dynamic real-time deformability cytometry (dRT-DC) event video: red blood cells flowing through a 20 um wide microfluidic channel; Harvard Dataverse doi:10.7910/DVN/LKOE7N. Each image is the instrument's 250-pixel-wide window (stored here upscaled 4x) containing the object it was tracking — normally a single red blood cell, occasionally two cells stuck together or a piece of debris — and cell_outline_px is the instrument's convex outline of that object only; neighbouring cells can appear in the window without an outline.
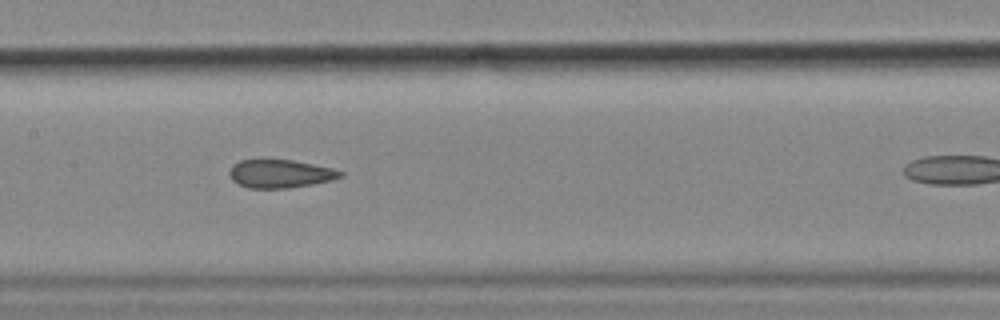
{"species": "common noctule bat (a hibernating species)", "species_latin": "Nyctalus noctula", "temperature_condition": "cold", "stored_images_in_passage": 21, "camera_frame_rate_fps": 3000, "um_per_image_px": 0.085, "animal": {"sex": "female", "body_mass_g": 18.4}, "frame": {"image": 1, "passage_image": 10, "time_ms": 3.0, "image_size_px": [1000, 320], "cell_outline_px": [[344, 176], [332, 180], [312, 184], [288, 188], [248, 188], [232, 180], [228, 172], [232, 164], [240, 160], [264, 156], [292, 160], [332, 168], [344, 172]], "centroid_in_image_um": [23.76, 14.72], "position_along_channel_um": 183.6, "area_um2": 18.96}}